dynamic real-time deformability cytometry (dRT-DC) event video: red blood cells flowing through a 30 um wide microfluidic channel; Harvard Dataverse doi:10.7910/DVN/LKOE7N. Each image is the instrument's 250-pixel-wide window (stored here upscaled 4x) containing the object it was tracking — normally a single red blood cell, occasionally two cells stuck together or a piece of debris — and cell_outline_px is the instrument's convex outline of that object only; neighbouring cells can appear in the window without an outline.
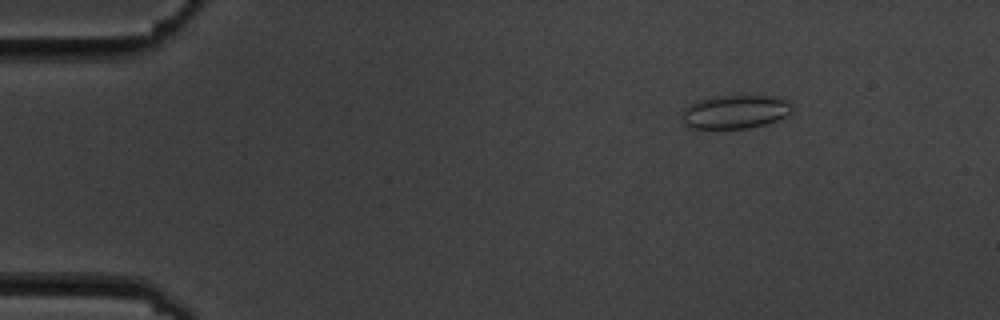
{"species": "common noctule bat (a hibernating species)", "species_latin": "Nyctalus noctula", "temperature_condition": "cold", "stored_images_in_passage": 8, "camera_frame_rate_fps": 3000, "um_per_image_px": 0.085, "animal": {"sex": "male", "body_mass_g": 19.5, "forearm_length_mm": 54.6}, "frame": {"image": 1, "passage_image": 3, "time_ms": 2.333, "image_size_px": [1000, 320], "cell_outline_px": [[792, 112], [788, 116], [764, 124], [748, 128], [692, 128], [684, 124], [684, 108], [688, 104], [696, 100], [716, 96], [780, 96], [788, 100], [792, 104]], "centroid_in_image_um": [62.54, 9.48], "position_along_channel_um": 22.5, "area_um2": 21.62}}
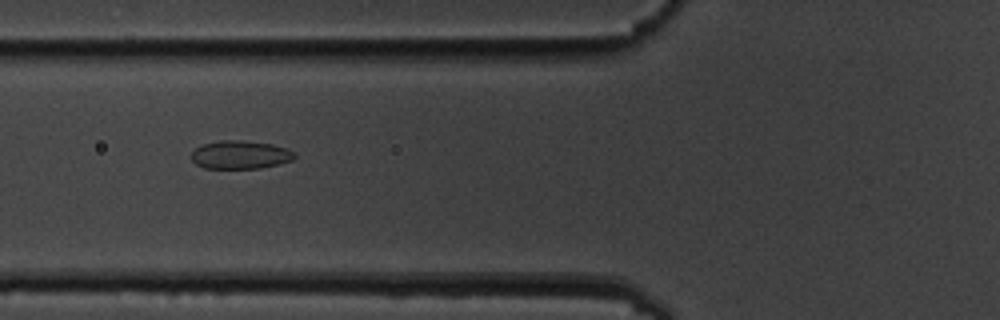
{"frame": {"image": 2, "passage_image": 7, "time_ms": 7.0, "image_size_px": [1000, 320], "cell_outline_px": [[296, 156], [292, 160], [280, 164], [260, 168], [204, 168], [196, 164], [192, 160], [192, 152], [196, 148], [204, 144], [220, 140], [240, 140], [272, 144], [296, 152]], "centroid_in_image_um": [20.44, 13.16], "position_along_channel_um": 105.4, "area_um2": 16.94}}
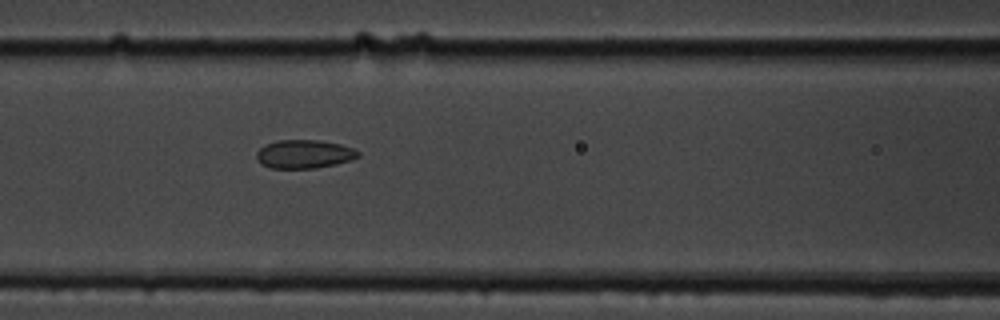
{"frame": {"image": 3, "passage_image": 8, "time_ms": 8.0, "image_size_px": [1000, 320], "cell_outline_px": [[360, 156], [352, 160], [336, 164], [316, 168], [272, 168], [256, 160], [256, 152], [264, 144], [276, 140], [320, 140], [340, 144], [352, 148], [360, 152]], "centroid_in_image_um": [25.86, 13.09], "position_along_channel_um": 140.7, "area_um2": 16.99}}